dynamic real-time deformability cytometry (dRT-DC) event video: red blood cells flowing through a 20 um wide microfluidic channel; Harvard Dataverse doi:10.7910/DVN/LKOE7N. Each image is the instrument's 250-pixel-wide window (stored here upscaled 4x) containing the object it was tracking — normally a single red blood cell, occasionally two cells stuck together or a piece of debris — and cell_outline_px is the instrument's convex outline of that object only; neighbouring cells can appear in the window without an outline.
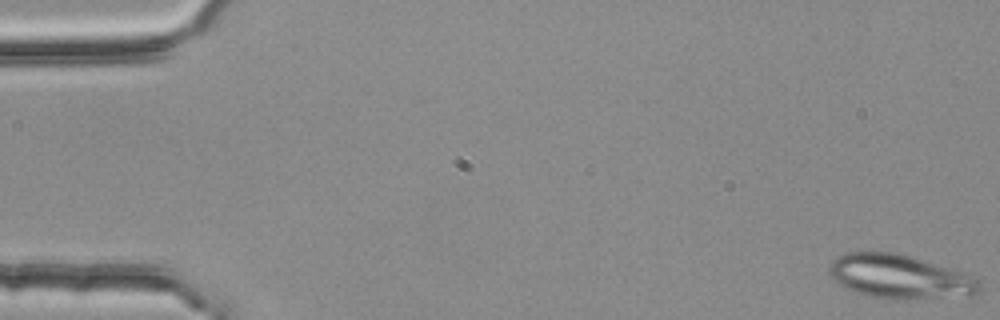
{"species": "common noctule bat (a hibernating species)", "species_latin": "Nyctalus noctula", "temperature_condition": "room temperature", "stored_images_in_passage": 52, "camera_frame_rate_fps": 3000, "um_per_image_px": 0.085, "animal": {"sex": "female", "body_mass_g": 25.1}, "frame": {"image": 1, "passage_image": 1, "time_ms": 0.0, "image_size_px": [1000, 320], "cell_outline_px": [[980, 292], [976, 296], [868, 296], [844, 288], [828, 272], [828, 268], [832, 260], [836, 256], [848, 252], [892, 252], [908, 256], [964, 272], [976, 280], [980, 284]], "centroid_in_image_um": [76.43, 23.47], "position_along_channel_um": 8.6, "area_um2": 36.99}}
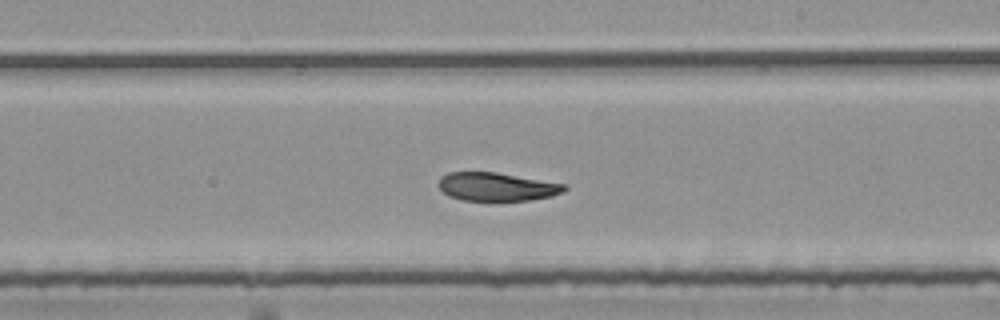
{"frame": {"image": 2, "passage_image": 32, "time_ms": 10.333, "image_size_px": [1000, 320], "cell_outline_px": [[568, 188], [564, 192], [552, 196], [528, 200], [460, 200], [448, 196], [436, 184], [440, 176], [448, 172], [496, 172], [564, 184]], "centroid_in_image_um": [42.18, 15.87], "position_along_channel_um": 246.8, "area_um2": 20.81}}
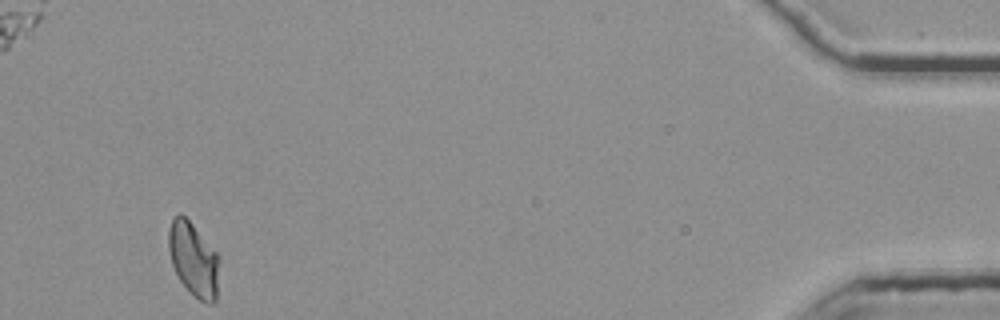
{"frame": {"image": 3, "passage_image": 52, "time_ms": 17.0, "image_size_px": [1000, 320], "cell_outline_px": [[220, 260], [216, 300], [212, 304], [208, 304], [192, 296], [188, 292], [180, 280], [172, 264], [168, 248], [168, 232], [172, 220], [180, 212], [192, 224], [220, 256]], "centroid_in_image_um": [16.47, 22.09], "position_along_channel_um": 418.7, "area_um2": 21.96}, "authors_computed_cell_mechanics": {"area_um2": 22.6287, "velocity_mm_per_s": 3.7588, "shape_relaxation_time_tau1_ms": null, "shape_relaxation_time_tau2_ms": 9.8251, "deformation_change_tau1": null, "deformation_change_tau2": 0.1521}}